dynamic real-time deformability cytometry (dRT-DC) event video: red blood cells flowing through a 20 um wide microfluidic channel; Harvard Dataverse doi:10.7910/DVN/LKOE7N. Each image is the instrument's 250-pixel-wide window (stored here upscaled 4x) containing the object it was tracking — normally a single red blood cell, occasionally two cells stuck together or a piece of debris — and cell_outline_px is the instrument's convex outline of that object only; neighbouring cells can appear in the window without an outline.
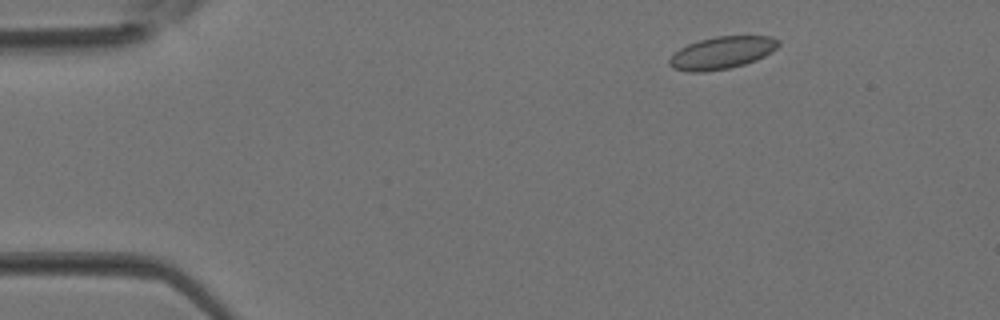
{"species": "Egyptian fruit bat (a non-hibernating species)", "species_latin": "Rousettus aegyptiacus", "temperature_condition": "room temperature", "stored_images_in_passage": 2, "camera_frame_rate_fps": 3000, "um_per_image_px": 0.085, "animal": {"sex": "female"}, "frame": {"image": 1, "passage_image": 1, "time_ms": 0.0, "image_size_px": [1000, 320], "cell_outline_px": [[780, 44], [772, 52], [756, 60], [744, 64], [728, 68], [704, 72], [688, 72], [672, 68], [668, 64], [668, 60], [680, 48], [688, 44], [700, 40], [716, 36], [772, 36], [780, 40]], "centroid_in_image_um": [61.37, 4.48], "position_along_channel_um": 23.6, "area_um2": 20.58}}
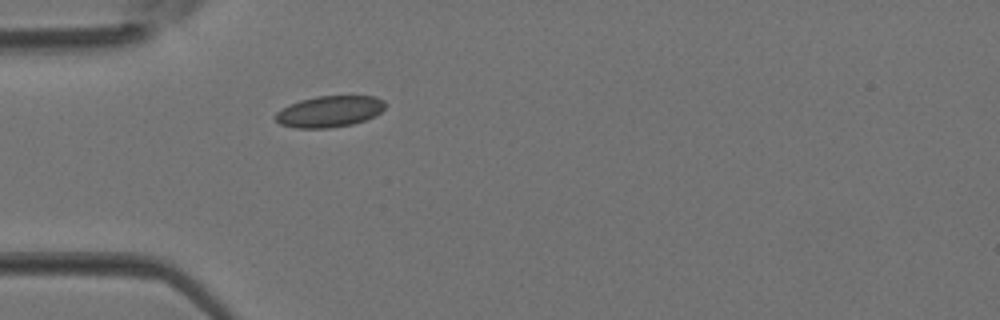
{"frame": {"image": 2, "passage_image": 2, "time_ms": 0.333, "image_size_px": [1000, 320], "cell_outline_px": [[384, 108], [376, 116], [352, 124], [328, 128], [296, 128], [280, 124], [276, 120], [276, 112], [280, 108], [288, 104], [300, 100], [316, 96], [376, 96], [384, 100]], "centroid_in_image_um": [27.99, 9.47], "position_along_channel_um": 57.0, "area_um2": 20.06}}